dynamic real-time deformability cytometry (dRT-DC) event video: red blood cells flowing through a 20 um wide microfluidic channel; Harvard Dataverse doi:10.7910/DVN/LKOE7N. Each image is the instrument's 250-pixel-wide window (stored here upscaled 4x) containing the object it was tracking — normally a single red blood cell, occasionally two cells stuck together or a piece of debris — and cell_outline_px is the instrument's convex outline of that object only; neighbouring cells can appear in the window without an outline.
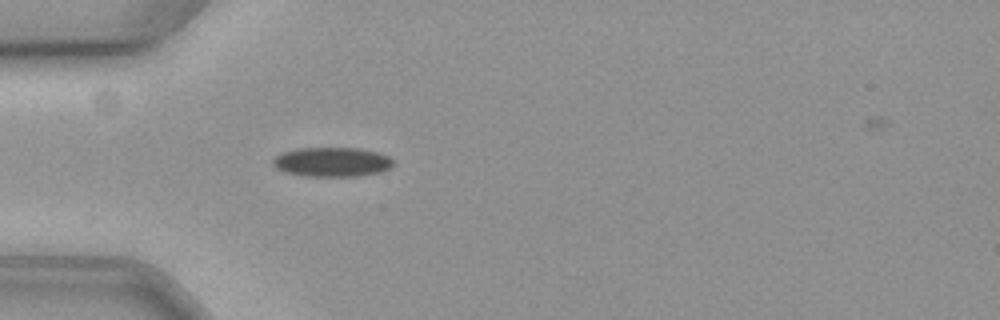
{"species": "common noctule bat (a hibernating species)", "species_latin": "Nyctalus noctula", "temperature_condition": "cold", "stored_images_in_passage": 43, "camera_frame_rate_fps": 3000, "um_per_image_px": 0.085, "animal": {"sex": "female", "body_mass_g": 19.3, "forearm_length_mm": 54.1}, "frame": {"image": 1, "passage_image": 1, "time_ms": 0.0, "image_size_px": [1000, 320], "cell_outline_px": [[392, 164], [384, 172], [356, 176], [304, 176], [284, 172], [276, 168], [272, 164], [272, 160], [276, 156], [284, 152], [300, 148], [356, 148], [376, 152], [388, 156], [392, 160]], "centroid_in_image_um": [28.2, 13.78], "position_along_channel_um": 56.8, "area_um2": 20.52}}
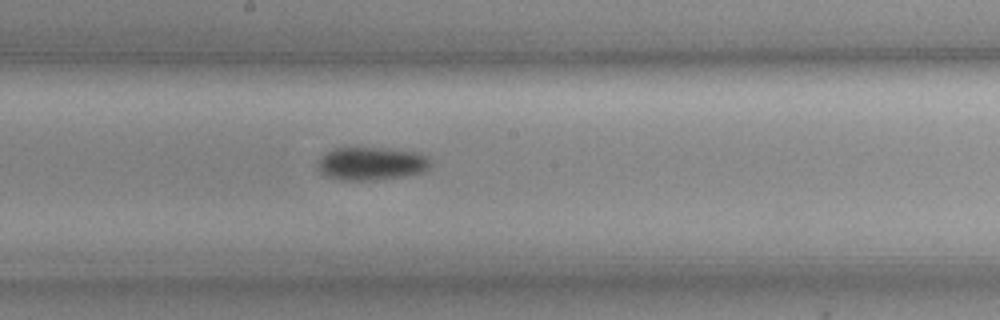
{"frame": {"image": 2, "passage_image": 15, "time_ms": 4.667, "image_size_px": [1000, 320], "cell_outline_px": [[432, 164], [424, 172], [404, 176], [376, 180], [340, 180], [328, 176], [320, 172], [316, 168], [316, 160], [320, 156], [336, 148], [384, 148], [412, 152], [424, 156]], "centroid_in_image_um": [31.5, 13.92], "position_along_channel_um": 216.7, "area_um2": 21.68}}
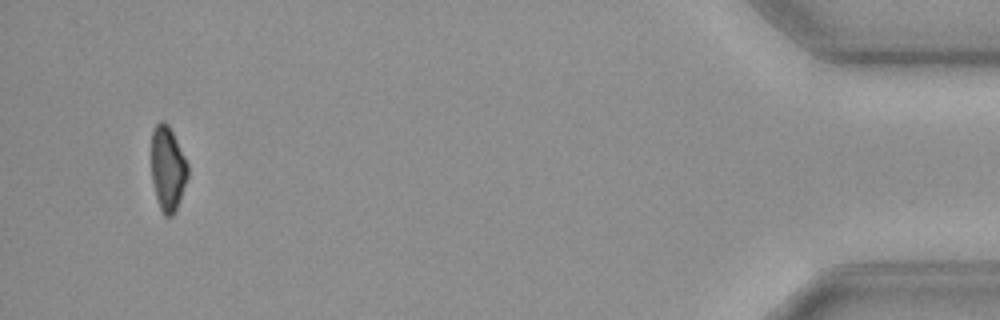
{"frame": {"image": 3, "passage_image": 39, "time_ms": 12.667, "image_size_px": [1000, 320], "cell_outline_px": [[188, 176], [176, 212], [172, 216], [164, 216], [160, 208], [156, 196], [152, 180], [152, 132], [156, 124], [160, 120], [164, 120], [168, 124], [188, 164]], "centroid_in_image_um": [14.26, 14.34], "position_along_channel_um": 420.9, "area_um2": 17.86}}